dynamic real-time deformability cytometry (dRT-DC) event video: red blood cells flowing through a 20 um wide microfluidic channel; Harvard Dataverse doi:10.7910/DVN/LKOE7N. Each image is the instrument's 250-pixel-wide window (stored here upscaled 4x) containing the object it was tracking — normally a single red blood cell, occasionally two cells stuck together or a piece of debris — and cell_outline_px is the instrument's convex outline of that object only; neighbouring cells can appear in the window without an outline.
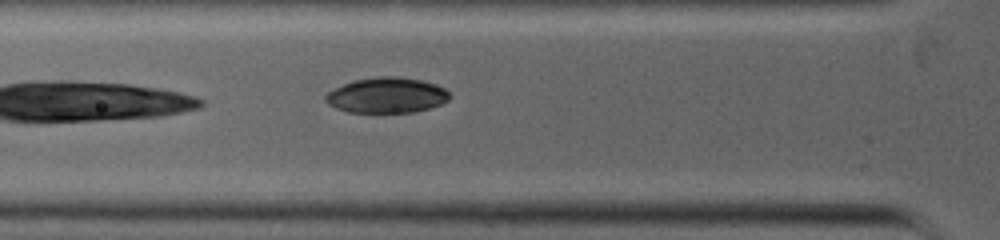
{"species": "common noctule bat (a hibernating species)", "species_latin": "Nyctalus noctula", "temperature_condition": "warm", "stored_images_in_passage": 4, "camera_frame_rate_fps": 5000, "um_per_image_px": 0.085, "animal": {"sex": "female", "body_mass_g": 19.0, "forearm_length_mm": 53.3}, "frame": {"image": 1, "passage_image": 4, "time_ms": 3.4, "image_size_px": [1000, 240], "cell_outline_px": [[452, 96], [448, 100], [440, 104], [428, 108], [412, 112], [348, 112], [336, 108], [328, 104], [324, 100], [324, 96], [328, 92], [344, 84], [356, 80], [376, 76], [396, 76], [420, 80], [436, 84], [444, 88]], "centroid_in_image_um": [32.87, 8.09], "position_along_channel_um": 92.9, "area_um2": 25.49}}